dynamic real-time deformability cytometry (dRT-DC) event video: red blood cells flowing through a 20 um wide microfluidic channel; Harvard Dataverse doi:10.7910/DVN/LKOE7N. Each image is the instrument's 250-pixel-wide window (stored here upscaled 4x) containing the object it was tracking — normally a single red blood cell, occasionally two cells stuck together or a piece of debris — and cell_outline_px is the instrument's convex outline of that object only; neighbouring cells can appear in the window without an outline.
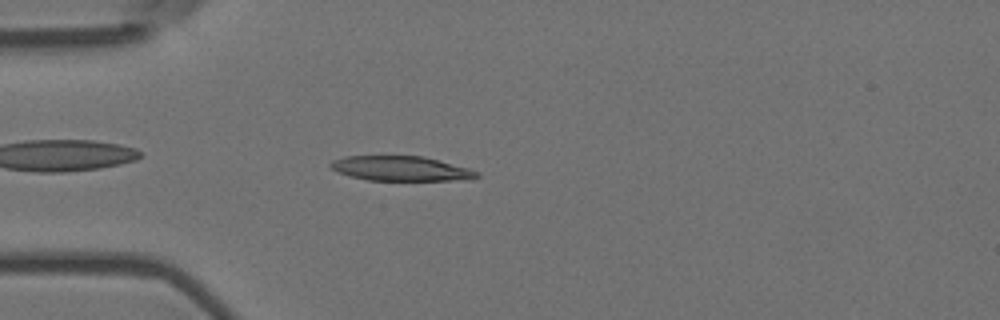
{"species": "Egyptian fruit bat (a non-hibernating species)", "species_latin": "Rousettus aegyptiacus", "temperature_condition": "room temperature", "stored_images_in_passage": 45, "camera_frame_rate_fps": 3000, "um_per_image_px": 0.085, "animal": {"sex": "female"}, "frame": {"image": 1, "passage_image": 5, "time_ms": 1.333, "image_size_px": [1000, 320], "cell_outline_px": [[480, 176], [472, 180], [368, 180], [348, 176], [332, 168], [328, 164], [332, 160], [344, 156], [424, 156], [468, 168], [480, 172]], "centroid_in_image_um": [34.1, 14.33], "position_along_channel_um": 50.9, "area_um2": 21.15}}
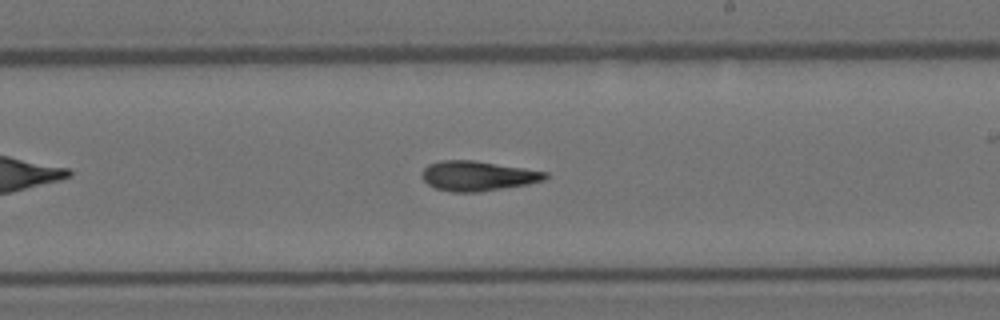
{"frame": {"image": 2, "passage_image": 22, "time_ms": 7.0, "image_size_px": [1000, 320], "cell_outline_px": [[548, 176], [544, 180], [528, 184], [480, 192], [452, 192], [436, 188], [428, 184], [420, 176], [420, 172], [428, 164], [440, 160], [472, 160], [524, 168], [548, 172]], "centroid_in_image_um": [40.57, 14.95], "position_along_channel_um": 248.4, "area_um2": 21.5}}
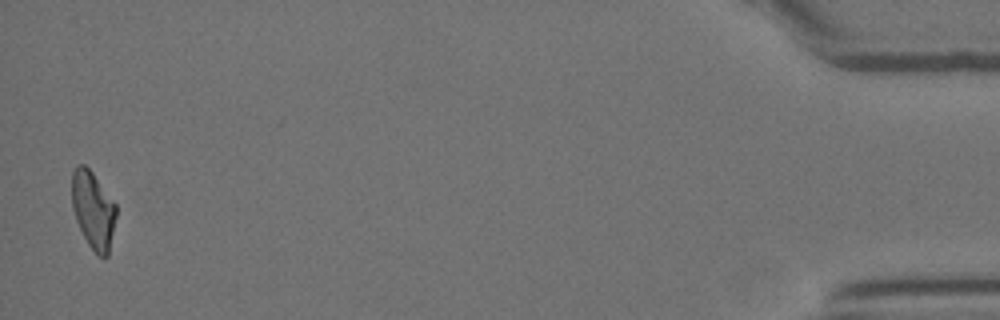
{"frame": {"image": 3, "passage_image": 44, "time_ms": 14.333, "image_size_px": [1000, 320], "cell_outline_px": [[116, 216], [108, 256], [100, 256], [88, 244], [76, 220], [72, 208], [72, 172], [76, 164], [84, 164], [92, 172], [116, 204]], "centroid_in_image_um": [7.91, 17.81], "position_along_channel_um": 427.3, "area_um2": 19.77}, "authors_computed_cell_mechanics": {"area_um2": 21.1548, "velocity_mm_per_s": 3.6766, "shape_relaxation_time_tau1_ms": null, "shape_relaxation_time_tau2_ms": 4.8916, "deformation_change_tau1": null, "deformation_change_tau2": 0.1396}}